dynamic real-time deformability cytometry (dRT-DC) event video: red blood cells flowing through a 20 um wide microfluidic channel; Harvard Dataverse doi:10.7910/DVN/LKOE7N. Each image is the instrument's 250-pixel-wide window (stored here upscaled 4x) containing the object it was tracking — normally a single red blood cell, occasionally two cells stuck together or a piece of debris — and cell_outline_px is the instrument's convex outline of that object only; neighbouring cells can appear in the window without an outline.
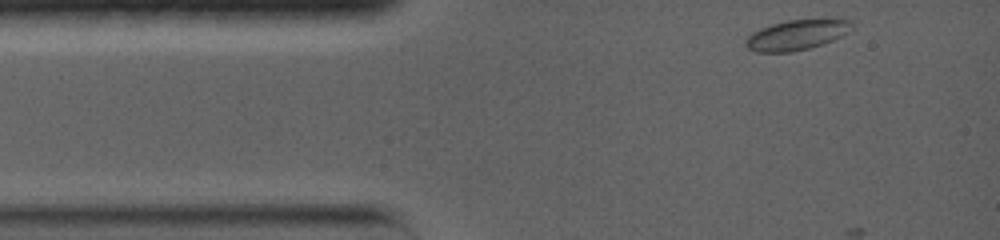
{"species": "common noctule bat (a hibernating species)", "species_latin": "Nyctalus noctula", "temperature_condition": "warm", "stored_images_in_passage": 28, "camera_frame_rate_fps": 5000, "um_per_image_px": 0.085, "animal": {"sex": "female", "body_mass_g": 19.0, "forearm_length_mm": 56.7}, "frame": {"image": 1, "passage_image": 1, "time_ms": 0.0, "image_size_px": [1000, 240], "cell_outline_px": [[848, 20], [844, 32], [840, 36], [832, 40], [808, 48], [792, 52], [756, 52], [748, 48], [744, 44], [744, 40], [752, 32], [760, 28], [772, 24], [788, 20]], "centroid_in_image_um": [67.52, 3.0], "position_along_channel_um": 17.5, "area_um2": 17.8}}
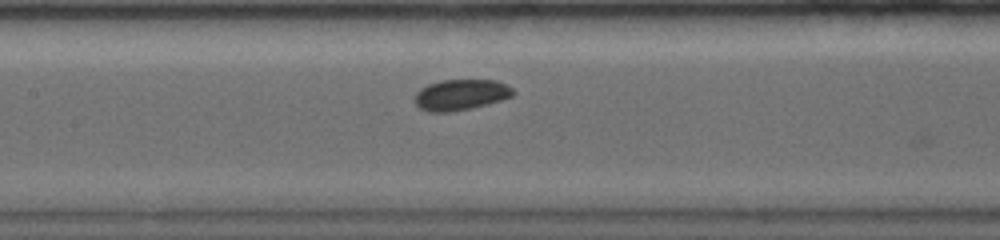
{"frame": {"image": 2, "passage_image": 12, "time_ms": 5.2, "image_size_px": [1000, 240], "cell_outline_px": [[516, 92], [512, 96], [488, 104], [472, 108], [448, 112], [428, 112], [420, 108], [416, 104], [416, 92], [420, 88], [428, 84], [440, 80], [496, 80], [512, 88]], "centroid_in_image_um": [39.16, 8.05], "position_along_channel_um": 168.2, "area_um2": 17.63}}
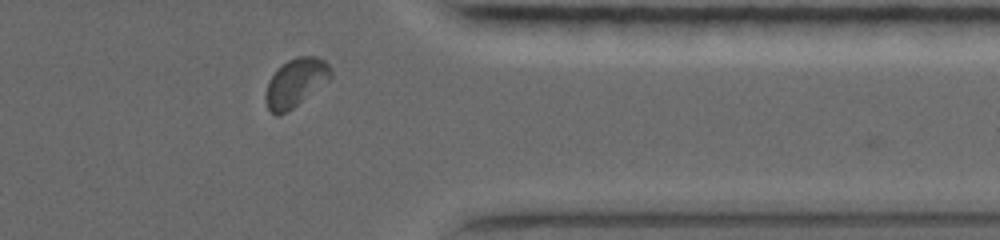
{"frame": {"image": 3, "passage_image": 25, "time_ms": 11.2, "image_size_px": [1000, 240], "cell_outline_px": [[332, 76], [328, 80], [292, 108], [280, 116], [276, 116], [268, 108], [264, 100], [264, 96], [268, 80], [276, 68], [288, 60], [296, 56], [316, 56], [324, 60], [332, 68]], "centroid_in_image_um": [25.09, 7.01], "position_along_channel_um": 386.3, "area_um2": 18.38}, "authors_computed_cell_mechanics": {"area_um2": 17.5712, "velocity_mm_per_s": 3.7383, "shape_relaxation_time_tau1_ms": 2.3384, "shape_relaxation_time_tau2_ms": null, "deformation_change_tau1": 0.0506, "deformation_change_tau2": null}}